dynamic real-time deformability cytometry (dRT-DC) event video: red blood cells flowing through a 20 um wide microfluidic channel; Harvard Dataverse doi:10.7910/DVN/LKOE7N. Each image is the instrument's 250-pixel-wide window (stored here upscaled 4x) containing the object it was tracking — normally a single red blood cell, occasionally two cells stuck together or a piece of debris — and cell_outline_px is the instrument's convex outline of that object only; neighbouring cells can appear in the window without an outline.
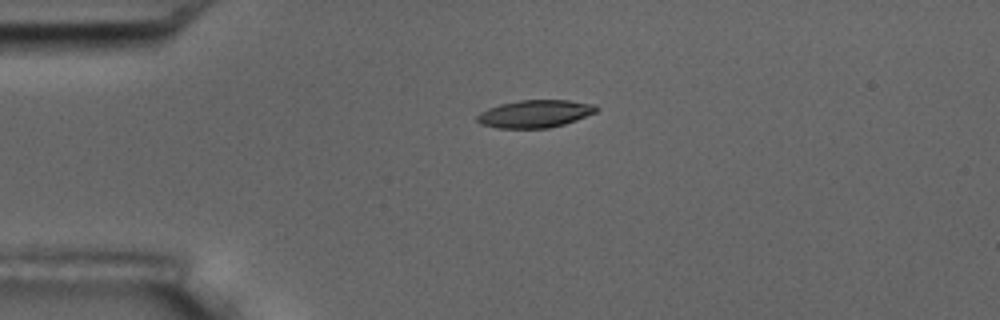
{"species": "common noctule bat (a hibernating species)", "species_latin": "Nyctalus noctula", "temperature_condition": "room temperature", "stored_images_in_passage": 3, "camera_frame_rate_fps": 3000, "um_per_image_px": 0.085, "animal": {"sex": "male", "body_mass_g": 17.5, "forearm_length_mm": 52.3}, "frame": {"image": 1, "passage_image": 1, "time_ms": 0.0, "image_size_px": [1000, 320], "cell_outline_px": [[600, 108], [596, 112], [576, 120], [564, 124], [548, 128], [496, 128], [480, 124], [476, 120], [476, 116], [480, 112], [488, 108], [500, 104], [520, 100], [568, 100], [596, 104]], "centroid_in_image_um": [45.48, 9.67], "position_along_channel_um": 39.5, "area_um2": 19.31}}